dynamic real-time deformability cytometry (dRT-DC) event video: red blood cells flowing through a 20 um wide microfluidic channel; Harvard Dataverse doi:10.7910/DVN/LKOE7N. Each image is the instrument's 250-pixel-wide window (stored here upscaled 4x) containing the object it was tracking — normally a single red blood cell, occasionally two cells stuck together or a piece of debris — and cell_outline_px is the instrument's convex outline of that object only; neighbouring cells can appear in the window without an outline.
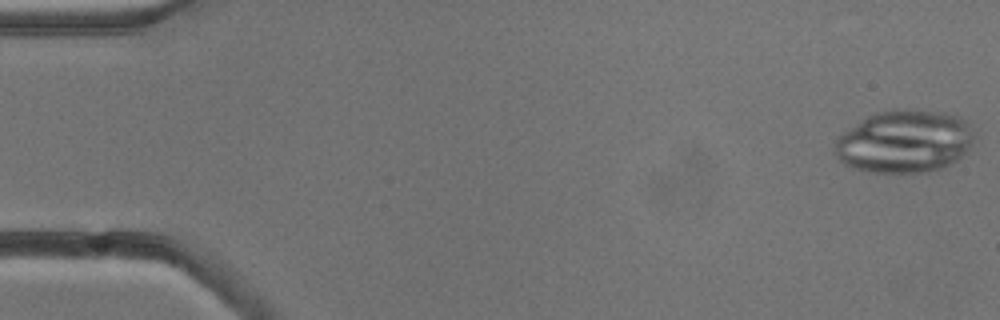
{"species": "common noctule bat (a hibernating species)", "species_latin": "Nyctalus noctula", "temperature_condition": "cold", "stored_images_in_passage": 4, "camera_frame_rate_fps": 3000, "um_per_image_px": 0.085, "animal": {"sex": "male", "body_mass_g": 13.3}, "frame": {"image": 1, "passage_image": 1, "time_ms": 0.0, "image_size_px": [1000, 320], "cell_outline_px": [[972, 144], [968, 152], [944, 168], [924, 172], [868, 172], [844, 164], [836, 156], [832, 148], [836, 140], [844, 132], [860, 120], [876, 112], [944, 112], [960, 116], [968, 120], [972, 124]], "centroid_in_image_um": [76.9, 12.06], "position_along_channel_um": 8.1, "area_um2": 50.4}}